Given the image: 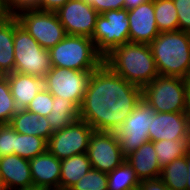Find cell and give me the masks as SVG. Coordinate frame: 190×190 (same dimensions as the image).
Wrapping results in <instances>:
<instances>
[{
    "instance_id": "4",
    "label": "cell",
    "mask_w": 190,
    "mask_h": 190,
    "mask_svg": "<svg viewBox=\"0 0 190 190\" xmlns=\"http://www.w3.org/2000/svg\"><path fill=\"white\" fill-rule=\"evenodd\" d=\"M51 66L79 71H94L104 63L91 38L66 35L49 49Z\"/></svg>"
},
{
    "instance_id": "11",
    "label": "cell",
    "mask_w": 190,
    "mask_h": 190,
    "mask_svg": "<svg viewBox=\"0 0 190 190\" xmlns=\"http://www.w3.org/2000/svg\"><path fill=\"white\" fill-rule=\"evenodd\" d=\"M93 131L86 121L78 119L68 127L54 131L47 141V150L59 160L87 153Z\"/></svg>"
},
{
    "instance_id": "1",
    "label": "cell",
    "mask_w": 190,
    "mask_h": 190,
    "mask_svg": "<svg viewBox=\"0 0 190 190\" xmlns=\"http://www.w3.org/2000/svg\"><path fill=\"white\" fill-rule=\"evenodd\" d=\"M141 99V87L127 82L103 63L89 77L79 119L95 131L116 132Z\"/></svg>"
},
{
    "instance_id": "19",
    "label": "cell",
    "mask_w": 190,
    "mask_h": 190,
    "mask_svg": "<svg viewBox=\"0 0 190 190\" xmlns=\"http://www.w3.org/2000/svg\"><path fill=\"white\" fill-rule=\"evenodd\" d=\"M154 143L149 141L131 152L125 160L135 171L139 180L155 179L160 177L161 168L158 164Z\"/></svg>"
},
{
    "instance_id": "28",
    "label": "cell",
    "mask_w": 190,
    "mask_h": 190,
    "mask_svg": "<svg viewBox=\"0 0 190 190\" xmlns=\"http://www.w3.org/2000/svg\"><path fill=\"white\" fill-rule=\"evenodd\" d=\"M46 150L47 141L42 137L21 134L15 131V155L30 160Z\"/></svg>"
},
{
    "instance_id": "24",
    "label": "cell",
    "mask_w": 190,
    "mask_h": 190,
    "mask_svg": "<svg viewBox=\"0 0 190 190\" xmlns=\"http://www.w3.org/2000/svg\"><path fill=\"white\" fill-rule=\"evenodd\" d=\"M171 190H186L187 183V154L174 159L166 165L159 177Z\"/></svg>"
},
{
    "instance_id": "31",
    "label": "cell",
    "mask_w": 190,
    "mask_h": 190,
    "mask_svg": "<svg viewBox=\"0 0 190 190\" xmlns=\"http://www.w3.org/2000/svg\"><path fill=\"white\" fill-rule=\"evenodd\" d=\"M53 95L43 88L29 103L26 110L39 116H47L51 113Z\"/></svg>"
},
{
    "instance_id": "5",
    "label": "cell",
    "mask_w": 190,
    "mask_h": 190,
    "mask_svg": "<svg viewBox=\"0 0 190 190\" xmlns=\"http://www.w3.org/2000/svg\"><path fill=\"white\" fill-rule=\"evenodd\" d=\"M142 99L155 112H190L185 79L158 75L142 88Z\"/></svg>"
},
{
    "instance_id": "9",
    "label": "cell",
    "mask_w": 190,
    "mask_h": 190,
    "mask_svg": "<svg viewBox=\"0 0 190 190\" xmlns=\"http://www.w3.org/2000/svg\"><path fill=\"white\" fill-rule=\"evenodd\" d=\"M92 72L52 66L44 77V88L54 97L70 100L80 108Z\"/></svg>"
},
{
    "instance_id": "7",
    "label": "cell",
    "mask_w": 190,
    "mask_h": 190,
    "mask_svg": "<svg viewBox=\"0 0 190 190\" xmlns=\"http://www.w3.org/2000/svg\"><path fill=\"white\" fill-rule=\"evenodd\" d=\"M18 23L44 49H50L67 35L56 12L42 11L33 7L21 8L15 11Z\"/></svg>"
},
{
    "instance_id": "44",
    "label": "cell",
    "mask_w": 190,
    "mask_h": 190,
    "mask_svg": "<svg viewBox=\"0 0 190 190\" xmlns=\"http://www.w3.org/2000/svg\"><path fill=\"white\" fill-rule=\"evenodd\" d=\"M0 190H7L0 174Z\"/></svg>"
},
{
    "instance_id": "3",
    "label": "cell",
    "mask_w": 190,
    "mask_h": 190,
    "mask_svg": "<svg viewBox=\"0 0 190 190\" xmlns=\"http://www.w3.org/2000/svg\"><path fill=\"white\" fill-rule=\"evenodd\" d=\"M159 75L185 78L190 71V33L160 32L149 44Z\"/></svg>"
},
{
    "instance_id": "20",
    "label": "cell",
    "mask_w": 190,
    "mask_h": 190,
    "mask_svg": "<svg viewBox=\"0 0 190 190\" xmlns=\"http://www.w3.org/2000/svg\"><path fill=\"white\" fill-rule=\"evenodd\" d=\"M9 124L17 133L42 137L46 141L53 134L46 116H39L26 109H18Z\"/></svg>"
},
{
    "instance_id": "18",
    "label": "cell",
    "mask_w": 190,
    "mask_h": 190,
    "mask_svg": "<svg viewBox=\"0 0 190 190\" xmlns=\"http://www.w3.org/2000/svg\"><path fill=\"white\" fill-rule=\"evenodd\" d=\"M11 94L18 109H26L32 99L44 88V78L23 73H9Z\"/></svg>"
},
{
    "instance_id": "10",
    "label": "cell",
    "mask_w": 190,
    "mask_h": 190,
    "mask_svg": "<svg viewBox=\"0 0 190 190\" xmlns=\"http://www.w3.org/2000/svg\"><path fill=\"white\" fill-rule=\"evenodd\" d=\"M154 113V109L141 99L133 112L116 131L122 154L125 157L149 142V125H151Z\"/></svg>"
},
{
    "instance_id": "12",
    "label": "cell",
    "mask_w": 190,
    "mask_h": 190,
    "mask_svg": "<svg viewBox=\"0 0 190 190\" xmlns=\"http://www.w3.org/2000/svg\"><path fill=\"white\" fill-rule=\"evenodd\" d=\"M87 156L92 168L106 174L125 161L116 132L94 130L89 139Z\"/></svg>"
},
{
    "instance_id": "8",
    "label": "cell",
    "mask_w": 190,
    "mask_h": 190,
    "mask_svg": "<svg viewBox=\"0 0 190 190\" xmlns=\"http://www.w3.org/2000/svg\"><path fill=\"white\" fill-rule=\"evenodd\" d=\"M91 39L103 57L114 48L129 43L128 10L114 9L99 14Z\"/></svg>"
},
{
    "instance_id": "6",
    "label": "cell",
    "mask_w": 190,
    "mask_h": 190,
    "mask_svg": "<svg viewBox=\"0 0 190 190\" xmlns=\"http://www.w3.org/2000/svg\"><path fill=\"white\" fill-rule=\"evenodd\" d=\"M14 72L44 78L51 69L50 54L18 23L15 17Z\"/></svg>"
},
{
    "instance_id": "42",
    "label": "cell",
    "mask_w": 190,
    "mask_h": 190,
    "mask_svg": "<svg viewBox=\"0 0 190 190\" xmlns=\"http://www.w3.org/2000/svg\"><path fill=\"white\" fill-rule=\"evenodd\" d=\"M187 146H188V151H190V123H189L188 134H187Z\"/></svg>"
},
{
    "instance_id": "36",
    "label": "cell",
    "mask_w": 190,
    "mask_h": 190,
    "mask_svg": "<svg viewBox=\"0 0 190 190\" xmlns=\"http://www.w3.org/2000/svg\"><path fill=\"white\" fill-rule=\"evenodd\" d=\"M9 13H14L21 8L33 7L37 0H3Z\"/></svg>"
},
{
    "instance_id": "38",
    "label": "cell",
    "mask_w": 190,
    "mask_h": 190,
    "mask_svg": "<svg viewBox=\"0 0 190 190\" xmlns=\"http://www.w3.org/2000/svg\"><path fill=\"white\" fill-rule=\"evenodd\" d=\"M150 0H124L123 9L130 10Z\"/></svg>"
},
{
    "instance_id": "15",
    "label": "cell",
    "mask_w": 190,
    "mask_h": 190,
    "mask_svg": "<svg viewBox=\"0 0 190 190\" xmlns=\"http://www.w3.org/2000/svg\"><path fill=\"white\" fill-rule=\"evenodd\" d=\"M154 0L128 10L129 42L150 44L160 33L157 28Z\"/></svg>"
},
{
    "instance_id": "25",
    "label": "cell",
    "mask_w": 190,
    "mask_h": 190,
    "mask_svg": "<svg viewBox=\"0 0 190 190\" xmlns=\"http://www.w3.org/2000/svg\"><path fill=\"white\" fill-rule=\"evenodd\" d=\"M154 11L160 32L179 30L178 14L173 0H154Z\"/></svg>"
},
{
    "instance_id": "14",
    "label": "cell",
    "mask_w": 190,
    "mask_h": 190,
    "mask_svg": "<svg viewBox=\"0 0 190 190\" xmlns=\"http://www.w3.org/2000/svg\"><path fill=\"white\" fill-rule=\"evenodd\" d=\"M190 112H155L149 125V141L187 140Z\"/></svg>"
},
{
    "instance_id": "16",
    "label": "cell",
    "mask_w": 190,
    "mask_h": 190,
    "mask_svg": "<svg viewBox=\"0 0 190 190\" xmlns=\"http://www.w3.org/2000/svg\"><path fill=\"white\" fill-rule=\"evenodd\" d=\"M33 186L43 190H59L61 160L46 150L29 160Z\"/></svg>"
},
{
    "instance_id": "43",
    "label": "cell",
    "mask_w": 190,
    "mask_h": 190,
    "mask_svg": "<svg viewBox=\"0 0 190 190\" xmlns=\"http://www.w3.org/2000/svg\"><path fill=\"white\" fill-rule=\"evenodd\" d=\"M14 190H43V189L32 186V187H28V188L14 189Z\"/></svg>"
},
{
    "instance_id": "22",
    "label": "cell",
    "mask_w": 190,
    "mask_h": 190,
    "mask_svg": "<svg viewBox=\"0 0 190 190\" xmlns=\"http://www.w3.org/2000/svg\"><path fill=\"white\" fill-rule=\"evenodd\" d=\"M92 169L87 153L77 154L61 160L59 190H69Z\"/></svg>"
},
{
    "instance_id": "40",
    "label": "cell",
    "mask_w": 190,
    "mask_h": 190,
    "mask_svg": "<svg viewBox=\"0 0 190 190\" xmlns=\"http://www.w3.org/2000/svg\"><path fill=\"white\" fill-rule=\"evenodd\" d=\"M9 13V11L7 10L6 6L4 5L3 0H0V18H3L5 16H7Z\"/></svg>"
},
{
    "instance_id": "29",
    "label": "cell",
    "mask_w": 190,
    "mask_h": 190,
    "mask_svg": "<svg viewBox=\"0 0 190 190\" xmlns=\"http://www.w3.org/2000/svg\"><path fill=\"white\" fill-rule=\"evenodd\" d=\"M18 111L6 76L0 78V125L9 124Z\"/></svg>"
},
{
    "instance_id": "30",
    "label": "cell",
    "mask_w": 190,
    "mask_h": 190,
    "mask_svg": "<svg viewBox=\"0 0 190 190\" xmlns=\"http://www.w3.org/2000/svg\"><path fill=\"white\" fill-rule=\"evenodd\" d=\"M69 190H108V175L92 168Z\"/></svg>"
},
{
    "instance_id": "27",
    "label": "cell",
    "mask_w": 190,
    "mask_h": 190,
    "mask_svg": "<svg viewBox=\"0 0 190 190\" xmlns=\"http://www.w3.org/2000/svg\"><path fill=\"white\" fill-rule=\"evenodd\" d=\"M107 175L108 190H135L139 188L140 180L126 160Z\"/></svg>"
},
{
    "instance_id": "13",
    "label": "cell",
    "mask_w": 190,
    "mask_h": 190,
    "mask_svg": "<svg viewBox=\"0 0 190 190\" xmlns=\"http://www.w3.org/2000/svg\"><path fill=\"white\" fill-rule=\"evenodd\" d=\"M66 34L92 38L99 13L83 0H69L56 11Z\"/></svg>"
},
{
    "instance_id": "21",
    "label": "cell",
    "mask_w": 190,
    "mask_h": 190,
    "mask_svg": "<svg viewBox=\"0 0 190 190\" xmlns=\"http://www.w3.org/2000/svg\"><path fill=\"white\" fill-rule=\"evenodd\" d=\"M14 31L15 16L13 13L0 18V72L3 76L14 72Z\"/></svg>"
},
{
    "instance_id": "41",
    "label": "cell",
    "mask_w": 190,
    "mask_h": 190,
    "mask_svg": "<svg viewBox=\"0 0 190 190\" xmlns=\"http://www.w3.org/2000/svg\"><path fill=\"white\" fill-rule=\"evenodd\" d=\"M187 86L188 100L190 106V71L187 73V76L184 78Z\"/></svg>"
},
{
    "instance_id": "37",
    "label": "cell",
    "mask_w": 190,
    "mask_h": 190,
    "mask_svg": "<svg viewBox=\"0 0 190 190\" xmlns=\"http://www.w3.org/2000/svg\"><path fill=\"white\" fill-rule=\"evenodd\" d=\"M140 190H171L164 182L158 177L155 179L140 180Z\"/></svg>"
},
{
    "instance_id": "26",
    "label": "cell",
    "mask_w": 190,
    "mask_h": 190,
    "mask_svg": "<svg viewBox=\"0 0 190 190\" xmlns=\"http://www.w3.org/2000/svg\"><path fill=\"white\" fill-rule=\"evenodd\" d=\"M161 169L174 159L186 156L188 152L187 140H160L153 142Z\"/></svg>"
},
{
    "instance_id": "32",
    "label": "cell",
    "mask_w": 190,
    "mask_h": 190,
    "mask_svg": "<svg viewBox=\"0 0 190 190\" xmlns=\"http://www.w3.org/2000/svg\"><path fill=\"white\" fill-rule=\"evenodd\" d=\"M15 130L10 124L0 125V158L14 154Z\"/></svg>"
},
{
    "instance_id": "39",
    "label": "cell",
    "mask_w": 190,
    "mask_h": 190,
    "mask_svg": "<svg viewBox=\"0 0 190 190\" xmlns=\"http://www.w3.org/2000/svg\"><path fill=\"white\" fill-rule=\"evenodd\" d=\"M186 190H190V151L187 152V183Z\"/></svg>"
},
{
    "instance_id": "2",
    "label": "cell",
    "mask_w": 190,
    "mask_h": 190,
    "mask_svg": "<svg viewBox=\"0 0 190 190\" xmlns=\"http://www.w3.org/2000/svg\"><path fill=\"white\" fill-rule=\"evenodd\" d=\"M104 63L127 82L141 88L159 75L148 44L120 45L104 57Z\"/></svg>"
},
{
    "instance_id": "23",
    "label": "cell",
    "mask_w": 190,
    "mask_h": 190,
    "mask_svg": "<svg viewBox=\"0 0 190 190\" xmlns=\"http://www.w3.org/2000/svg\"><path fill=\"white\" fill-rule=\"evenodd\" d=\"M53 104L51 113L46 116L53 132L79 119V108L72 101L53 96Z\"/></svg>"
},
{
    "instance_id": "33",
    "label": "cell",
    "mask_w": 190,
    "mask_h": 190,
    "mask_svg": "<svg viewBox=\"0 0 190 190\" xmlns=\"http://www.w3.org/2000/svg\"><path fill=\"white\" fill-rule=\"evenodd\" d=\"M178 14L179 30L190 33V0H173Z\"/></svg>"
},
{
    "instance_id": "35",
    "label": "cell",
    "mask_w": 190,
    "mask_h": 190,
    "mask_svg": "<svg viewBox=\"0 0 190 190\" xmlns=\"http://www.w3.org/2000/svg\"><path fill=\"white\" fill-rule=\"evenodd\" d=\"M68 1L69 0H37L33 8L42 11L56 12Z\"/></svg>"
},
{
    "instance_id": "17",
    "label": "cell",
    "mask_w": 190,
    "mask_h": 190,
    "mask_svg": "<svg viewBox=\"0 0 190 190\" xmlns=\"http://www.w3.org/2000/svg\"><path fill=\"white\" fill-rule=\"evenodd\" d=\"M0 174L7 190L33 186L29 160L18 155L0 158Z\"/></svg>"
},
{
    "instance_id": "34",
    "label": "cell",
    "mask_w": 190,
    "mask_h": 190,
    "mask_svg": "<svg viewBox=\"0 0 190 190\" xmlns=\"http://www.w3.org/2000/svg\"><path fill=\"white\" fill-rule=\"evenodd\" d=\"M88 5H91L99 14H103L110 10L123 9L124 0H83Z\"/></svg>"
}]
</instances>
